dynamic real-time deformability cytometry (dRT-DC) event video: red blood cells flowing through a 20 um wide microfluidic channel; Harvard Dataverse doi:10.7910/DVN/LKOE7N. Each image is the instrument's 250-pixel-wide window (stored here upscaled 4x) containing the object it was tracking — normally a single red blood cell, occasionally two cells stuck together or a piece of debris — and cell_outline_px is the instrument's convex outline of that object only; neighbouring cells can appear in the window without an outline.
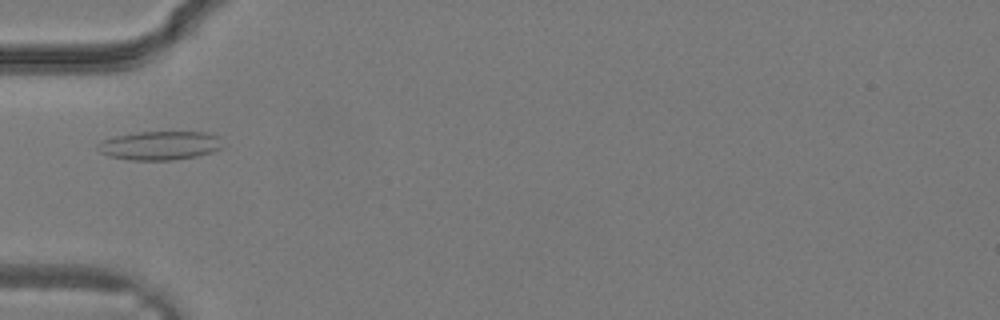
{"species": "common noctule bat (a hibernating species)", "species_latin": "Nyctalus noctula", "temperature_condition": "warm", "stored_images_in_passage": 34, "camera_frame_rate_fps": 3000, "um_per_image_px": 0.085, "animal": {"sex": "male", "body_mass_g": 19.2, "forearm_length_mm": 51.8}, "frame": {"image": 1, "passage_image": 12, "time_ms": 3.667, "image_size_px": [1000, 320], "cell_outline_px": [[220, 148], [212, 152], [196, 156], [172, 160], [132, 160], [108, 156], [100, 152], [96, 148], [96, 144], [112, 136], [136, 132], [204, 132], [220, 136]], "centroid_in_image_um": [13.53, 12.36], "position_along_channel_um": 71.5, "area_um2": 20.98}}
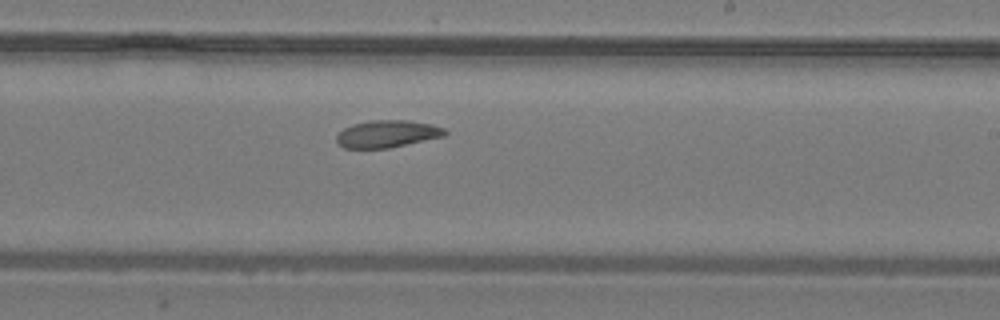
{"frame": {"image": 2, "passage_image": 21, "time_ms": 6.667, "image_size_px": [1000, 320], "cell_outline_px": [[448, 132], [444, 136], [388, 148], [344, 148], [336, 140], [336, 136], [344, 128], [352, 124], [372, 120], [408, 120], [432, 124], [444, 128]], "centroid_in_image_um": [32.92, 11.37], "position_along_channel_um": 256.1, "area_um2": 17.11}}
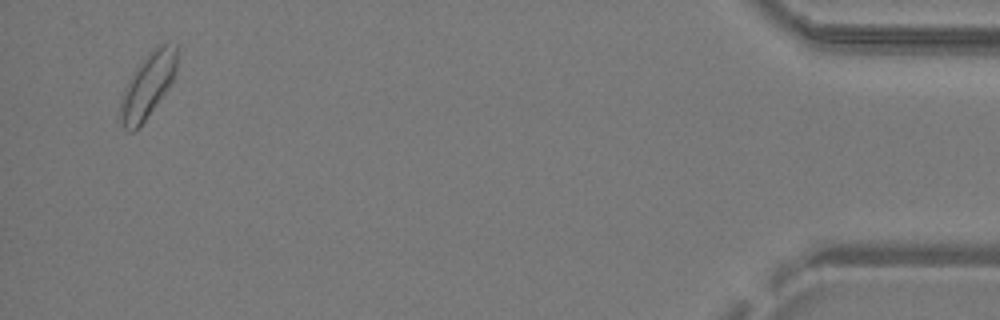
{"frame": {"image": 3, "passage_image": 33, "time_ms": 10.667, "image_size_px": [1000, 320], "cell_outline_px": [[180, 52], [176, 72], [168, 88], [140, 128], [132, 132], [128, 132], [124, 128], [120, 120], [120, 96], [128, 80], [136, 68], [148, 52], [168, 40], [180, 44]], "centroid_in_image_um": [12.61, 7.2], "position_along_channel_um": 422.6, "area_um2": 22.08}}